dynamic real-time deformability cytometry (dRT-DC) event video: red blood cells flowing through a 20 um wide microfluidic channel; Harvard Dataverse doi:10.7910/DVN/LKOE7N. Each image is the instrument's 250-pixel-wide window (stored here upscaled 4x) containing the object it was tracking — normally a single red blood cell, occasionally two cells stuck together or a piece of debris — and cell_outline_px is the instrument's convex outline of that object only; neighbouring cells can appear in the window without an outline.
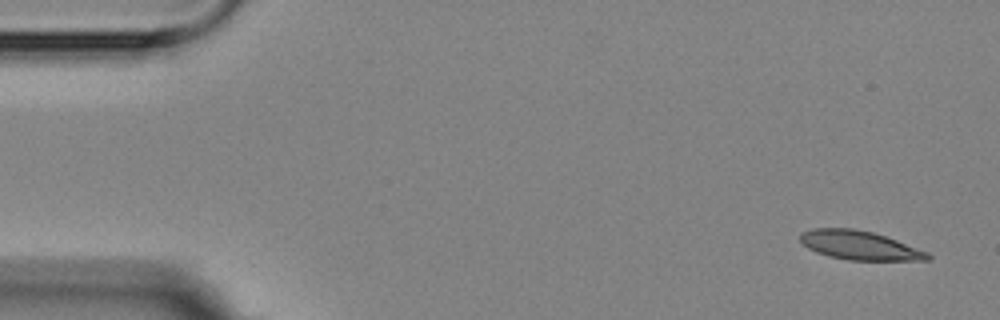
{"species": "Egyptian fruit bat (a non-hibernating species)", "species_latin": "Rousettus aegyptiacus", "temperature_condition": "room temperature", "stored_images_in_passage": 4, "camera_frame_rate_fps": 3000, "um_per_image_px": 0.085, "animal": {"sex": "female"}, "frame": {"image": 1, "passage_image": 1, "time_ms": 0.0, "image_size_px": [1000, 320], "cell_outline_px": [[932, 260], [848, 260], [828, 256], [816, 252], [808, 248], [800, 240], [800, 236], [804, 232], [812, 228], [852, 228], [872, 232], [896, 240], [928, 252], [932, 256]], "centroid_in_image_um": [73.07, 20.86], "position_along_channel_um": 11.9, "area_um2": 21.33}}